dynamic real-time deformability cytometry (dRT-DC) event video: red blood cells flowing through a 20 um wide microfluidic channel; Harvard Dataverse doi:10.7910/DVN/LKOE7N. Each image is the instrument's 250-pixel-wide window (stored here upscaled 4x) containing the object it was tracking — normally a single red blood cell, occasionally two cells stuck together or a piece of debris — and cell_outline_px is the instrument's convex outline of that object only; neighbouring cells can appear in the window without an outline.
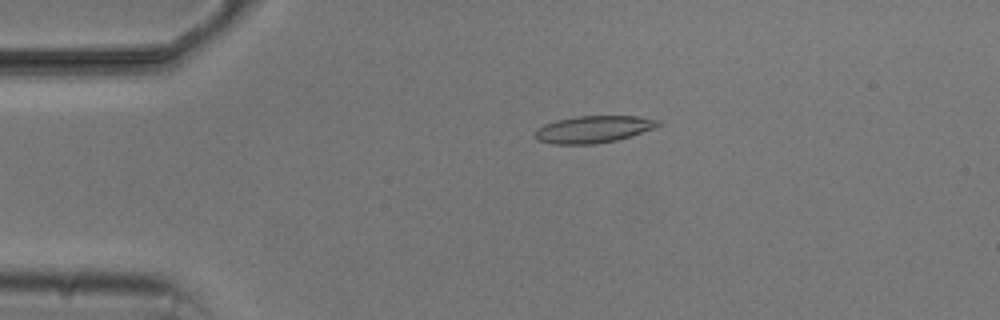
{"species": "common noctule bat (a hibernating species)", "species_latin": "Nyctalus noctula", "temperature_condition": "cold", "stored_images_in_passage": 4, "camera_frame_rate_fps": 3000, "um_per_image_px": 0.085, "animal": {"sex": "male", "body_mass_g": 20.5, "forearm_length_mm": 52.5}, "frame": {"image": 1, "passage_image": 3, "time_ms": 2.333, "image_size_px": [1000, 320], "cell_outline_px": [[664, 124], [656, 128], [632, 136], [616, 140], [592, 144], [552, 144], [536, 140], [532, 136], [536, 128], [544, 124], [556, 120], [576, 116], [636, 116], [660, 120]], "centroid_in_image_um": [50.43, 10.99], "position_along_channel_um": 34.6, "area_um2": 19.77}}